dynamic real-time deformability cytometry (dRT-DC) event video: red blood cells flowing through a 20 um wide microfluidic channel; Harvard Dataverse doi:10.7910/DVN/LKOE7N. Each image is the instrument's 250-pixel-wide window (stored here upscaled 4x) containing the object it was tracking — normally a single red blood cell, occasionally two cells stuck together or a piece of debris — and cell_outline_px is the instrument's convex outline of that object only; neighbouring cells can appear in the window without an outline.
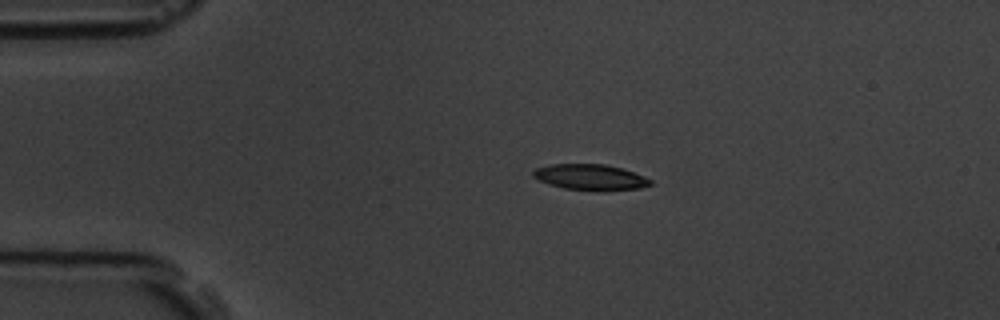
{"species": "common noctule bat (a hibernating species)", "species_latin": "Nyctalus noctula", "temperature_condition": "room temperature", "stored_images_in_passage": 4, "camera_frame_rate_fps": 3000, "um_per_image_px": 0.085, "animal": {"sex": "male", "body_mass_g": 19.5, "forearm_length_mm": 54.6}, "frame": {"image": 1, "passage_image": 2, "time_ms": 2.0, "image_size_px": [1000, 320], "cell_outline_px": [[652, 184], [640, 188], [604, 192], [596, 192], [564, 188], [548, 184], [532, 176], [532, 172], [536, 168], [548, 164], [608, 164], [644, 176], [652, 180]], "centroid_in_image_um": [50.18, 15.08], "position_along_channel_um": 34.8, "area_um2": 17.98}}
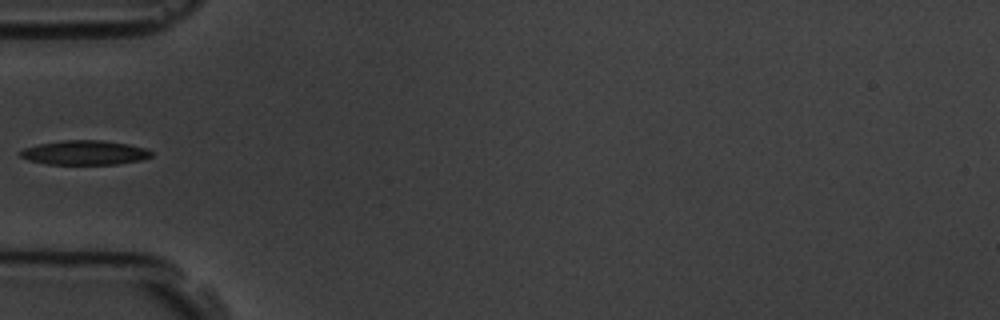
{"frame": {"image": 2, "passage_image": 4, "time_ms": 4.333, "image_size_px": [1000, 320], "cell_outline_px": [[152, 156], [140, 160], [116, 164], [48, 164], [28, 160], [20, 156], [20, 152], [24, 148], [40, 144], [64, 140], [100, 140], [128, 144], [148, 148], [152, 152]], "centroid_in_image_um": [7.22, 12.97], "position_along_channel_um": 77.8, "area_um2": 18.5}}